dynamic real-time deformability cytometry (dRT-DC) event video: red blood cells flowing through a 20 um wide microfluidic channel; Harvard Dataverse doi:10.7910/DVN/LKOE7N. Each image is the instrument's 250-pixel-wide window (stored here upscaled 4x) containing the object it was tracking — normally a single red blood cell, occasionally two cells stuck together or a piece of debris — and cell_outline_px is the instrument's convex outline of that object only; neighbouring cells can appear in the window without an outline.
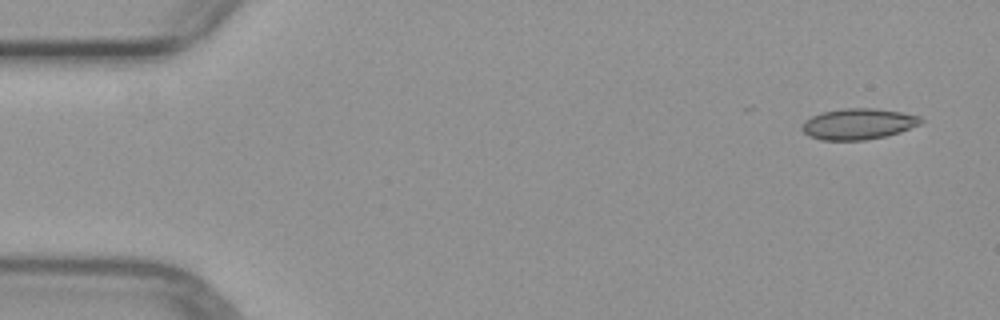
{"species": "common noctule bat (a hibernating species)", "species_latin": "Nyctalus noctula", "temperature_condition": "warm", "stored_images_in_passage": 4, "camera_frame_rate_fps": 3000, "um_per_image_px": 0.085, "animal": {"sex": "female", "body_mass_g": 29.2, "forearm_length_mm": 56.3}, "frame": {"image": 1, "passage_image": 1, "time_ms": 0.0, "image_size_px": [1000, 320], "cell_outline_px": [[924, 120], [920, 124], [900, 132], [884, 136], [864, 140], [820, 140], [808, 136], [800, 128], [804, 120], [812, 116], [824, 112], [844, 108], [876, 108], [900, 112], [920, 116]], "centroid_in_image_um": [72.93, 10.53], "position_along_channel_um": 12.1, "area_um2": 21.44}}
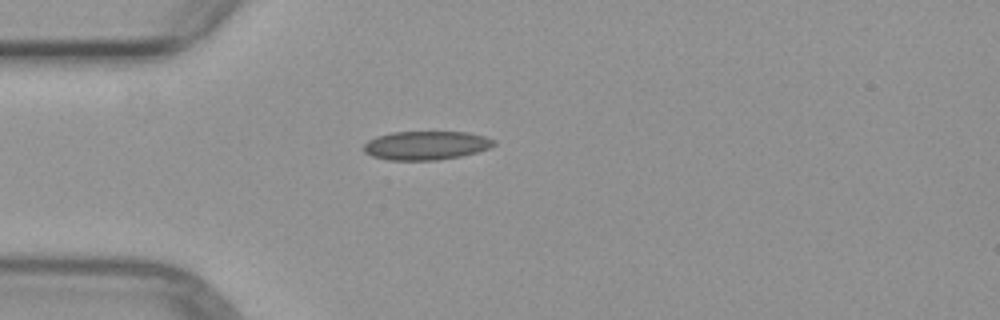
{"frame": {"image": 2, "passage_image": 4, "time_ms": 3.667, "image_size_px": [1000, 320], "cell_outline_px": [[496, 144], [488, 148], [476, 152], [460, 156], [436, 160], [388, 160], [372, 156], [364, 152], [364, 144], [368, 140], [376, 136], [392, 132], [468, 132], [484, 136], [496, 140]], "centroid_in_image_um": [36.2, 12.35], "position_along_channel_um": 48.8, "area_um2": 21.79}}